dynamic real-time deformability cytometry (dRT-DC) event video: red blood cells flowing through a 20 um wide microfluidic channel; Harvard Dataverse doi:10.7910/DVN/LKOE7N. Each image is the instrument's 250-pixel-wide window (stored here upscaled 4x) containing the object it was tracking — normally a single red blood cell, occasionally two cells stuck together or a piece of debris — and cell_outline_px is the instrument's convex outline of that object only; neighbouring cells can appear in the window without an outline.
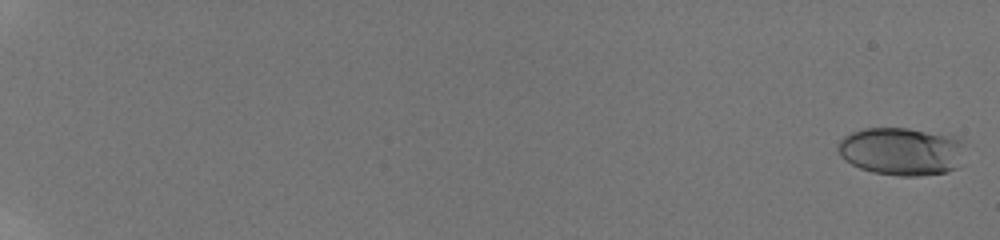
{"species": "human", "species_latin": "Homo sapiens", "temperature_condition": "room temperature", "stored_images_in_passage": 15, "camera_frame_rate_fps": 3000, "um_per_image_px": 0.085, "donor": {"sex": "male"}, "frame": {"image": 1, "passage_image": 1, "time_ms": 0.0, "image_size_px": [1000, 240], "cell_outline_px": [[964, 144], [956, 168], [948, 172], [920, 176], [900, 176], [872, 172], [860, 168], [844, 160], [840, 156], [836, 148], [836, 144], [844, 136], [852, 132], [864, 128], [908, 128], [956, 136]], "centroid_in_image_um": [76.58, 12.86], "position_along_channel_um": 8.4, "area_um2": 35.66}}
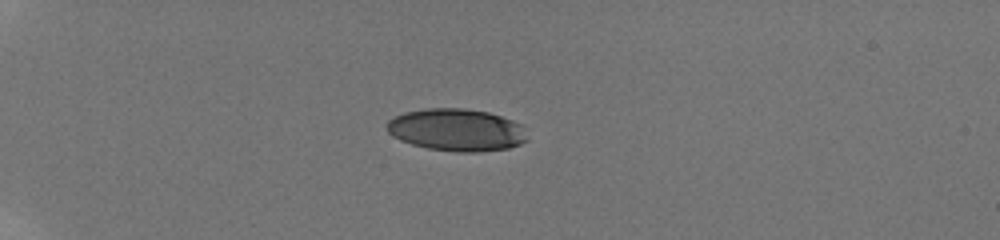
{"frame": {"image": 2, "passage_image": 11, "time_ms": 6.0, "image_size_px": [1000, 240], "cell_outline_px": [[528, 140], [520, 144], [508, 148], [476, 152], [456, 152], [428, 148], [412, 144], [400, 140], [392, 136], [388, 132], [388, 120], [404, 112], [428, 108], [464, 108], [488, 112], [512, 120], [520, 124], [524, 128]], "centroid_in_image_um": [38.82, 11.04], "position_along_channel_um": 46.2, "area_um2": 34.56}}